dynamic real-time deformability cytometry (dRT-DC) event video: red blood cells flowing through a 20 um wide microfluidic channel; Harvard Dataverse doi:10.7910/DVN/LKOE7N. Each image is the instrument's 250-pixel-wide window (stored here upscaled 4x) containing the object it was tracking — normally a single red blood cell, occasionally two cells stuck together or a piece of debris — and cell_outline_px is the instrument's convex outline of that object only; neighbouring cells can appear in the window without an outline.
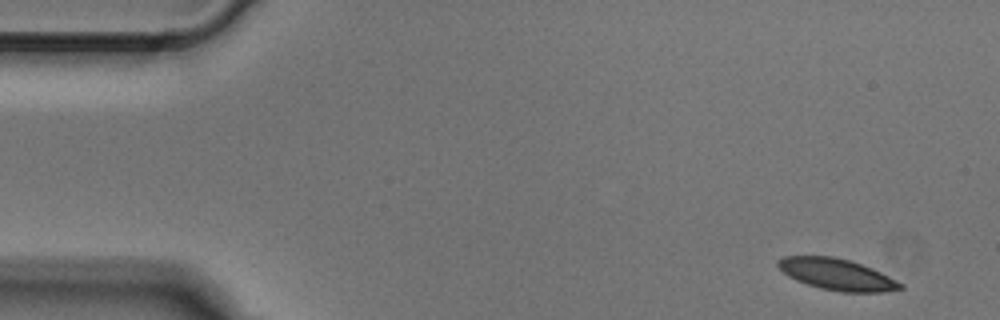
{"species": "Egyptian fruit bat (a non-hibernating species)", "species_latin": "Rousettus aegyptiacus", "temperature_condition": "cold", "stored_images_in_passage": 3, "camera_frame_rate_fps": 3000, "um_per_image_px": 0.085, "animal": {"sex": "male"}, "frame": {"image": 1, "passage_image": 1, "time_ms": 0.0, "image_size_px": [1000, 320], "cell_outline_px": [[904, 288], [884, 292], [840, 292], [820, 288], [796, 280], [788, 276], [776, 264], [776, 260], [784, 256], [832, 256], [848, 260], [872, 268], [904, 284]], "centroid_in_image_um": [71.13, 23.32], "position_along_channel_um": 13.9, "area_um2": 22.25}}